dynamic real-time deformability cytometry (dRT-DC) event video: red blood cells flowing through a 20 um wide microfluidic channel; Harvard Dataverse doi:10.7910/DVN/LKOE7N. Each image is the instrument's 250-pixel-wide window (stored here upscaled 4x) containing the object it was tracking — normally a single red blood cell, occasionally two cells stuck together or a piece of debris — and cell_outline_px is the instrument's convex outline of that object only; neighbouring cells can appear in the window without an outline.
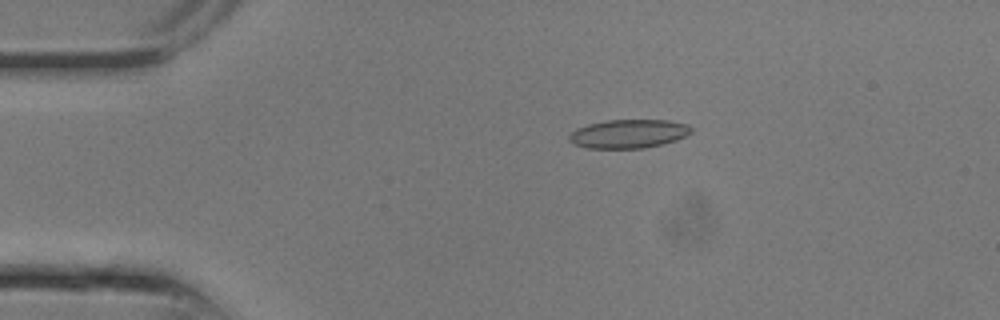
{"species": "common noctule bat (a hibernating species)", "species_latin": "Nyctalus noctula", "temperature_condition": "room temperature", "stored_images_in_passage": 5, "camera_frame_rate_fps": 3000, "um_per_image_px": 0.085, "animal": {"sex": "male", "body_mass_g": 13.3}, "frame": {"image": 1, "passage_image": 1, "time_ms": 0.0, "image_size_px": [1000, 320], "cell_outline_px": [[692, 132], [676, 140], [644, 148], [588, 148], [576, 144], [568, 140], [568, 136], [576, 128], [588, 124], [604, 120], [668, 120], [688, 124], [692, 128]], "centroid_in_image_um": [53.42, 11.36], "position_along_channel_um": 31.6, "area_um2": 20.35}}
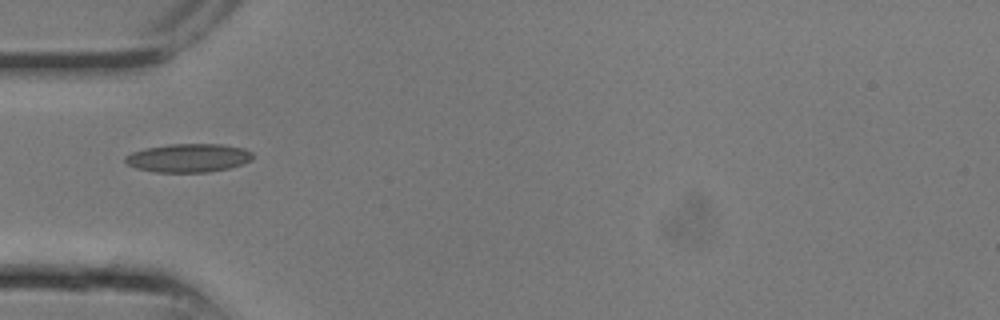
{"frame": {"image": 2, "passage_image": 4, "time_ms": 1.0, "image_size_px": [1000, 320], "cell_outline_px": [[252, 160], [228, 168], [208, 172], [156, 172], [136, 168], [128, 164], [124, 160], [124, 156], [132, 152], [144, 148], [168, 144], [220, 144], [244, 148], [252, 152]], "centroid_in_image_um": [15.99, 13.42], "position_along_channel_um": 69.0, "area_um2": 21.15}}